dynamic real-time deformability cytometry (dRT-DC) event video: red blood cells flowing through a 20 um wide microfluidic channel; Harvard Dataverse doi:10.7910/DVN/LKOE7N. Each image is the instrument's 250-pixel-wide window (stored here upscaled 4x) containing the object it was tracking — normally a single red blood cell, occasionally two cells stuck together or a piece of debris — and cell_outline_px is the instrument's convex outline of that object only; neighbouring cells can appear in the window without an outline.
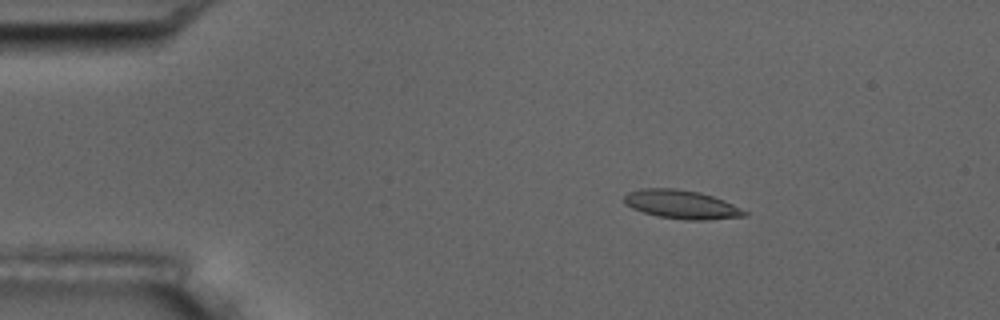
{"species": "common noctule bat (a hibernating species)", "species_latin": "Nyctalus noctula", "temperature_condition": "room temperature", "stored_images_in_passage": 4, "camera_frame_rate_fps": 3000, "um_per_image_px": 0.085, "animal": {"sex": "male", "body_mass_g": 17.5, "forearm_length_mm": 52.3}, "frame": {"image": 1, "passage_image": 2, "time_ms": 1.333, "image_size_px": [1000, 320], "cell_outline_px": [[748, 216], [708, 220], [684, 220], [660, 216], [644, 212], [632, 208], [624, 204], [624, 196], [628, 192], [640, 188], [676, 188], [700, 192], [724, 200], [748, 212]], "centroid_in_image_um": [57.93, 17.37], "position_along_channel_um": 27.1, "area_um2": 20.17}}